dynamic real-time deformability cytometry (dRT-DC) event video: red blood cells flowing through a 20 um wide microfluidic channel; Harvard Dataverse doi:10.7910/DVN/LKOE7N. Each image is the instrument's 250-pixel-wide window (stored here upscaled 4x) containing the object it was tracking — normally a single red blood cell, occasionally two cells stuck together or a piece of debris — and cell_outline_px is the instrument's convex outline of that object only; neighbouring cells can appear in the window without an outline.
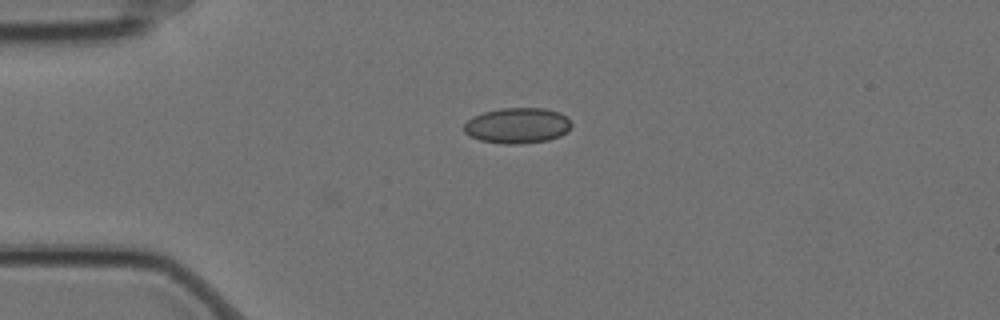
{"species": "Egyptian fruit bat (a non-hibernating species)", "species_latin": "Rousettus aegyptiacus", "temperature_condition": "cold", "stored_images_in_passage": 4, "camera_frame_rate_fps": 3000, "um_per_image_px": 0.085, "animal": {"sex": "female"}, "frame": {"image": 1, "passage_image": 4, "time_ms": 1.0, "image_size_px": [1000, 320], "cell_outline_px": [[572, 124], [560, 136], [548, 140], [524, 144], [504, 144], [480, 140], [464, 132], [464, 124], [472, 116], [484, 112], [500, 108], [544, 108], [560, 112]], "centroid_in_image_um": [43.95, 10.67], "position_along_channel_um": 41.0, "area_um2": 22.2}}